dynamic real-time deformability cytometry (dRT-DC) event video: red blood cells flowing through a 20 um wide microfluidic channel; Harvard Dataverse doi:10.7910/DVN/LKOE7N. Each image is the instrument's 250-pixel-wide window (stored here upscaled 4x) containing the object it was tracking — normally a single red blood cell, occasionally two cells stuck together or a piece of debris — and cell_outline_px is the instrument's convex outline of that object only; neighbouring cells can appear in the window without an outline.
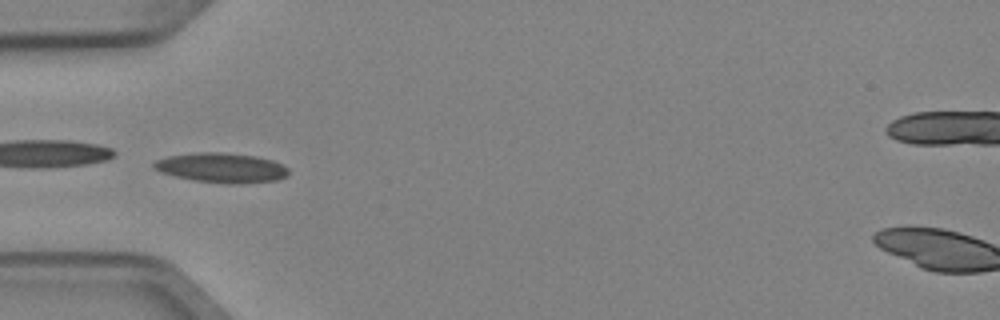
{"species": "Egyptian fruit bat (a non-hibernating species)", "species_latin": "Rousettus aegyptiacus", "temperature_condition": "cold", "stored_images_in_passage": 6, "camera_frame_rate_fps": 3000, "um_per_image_px": 0.085, "animal": {"sex": "female"}, "frame": {"image": 1, "passage_image": 5, "time_ms": 1.333, "image_size_px": [1000, 320], "cell_outline_px": [[288, 176], [276, 180], [240, 184], [228, 184], [192, 180], [160, 172], [152, 168], [152, 164], [156, 160], [168, 156], [200, 152], [220, 152], [256, 156], [272, 160], [288, 168]], "centroid_in_image_um": [18.82, 14.27], "position_along_channel_um": 66.2, "area_um2": 23.35}}
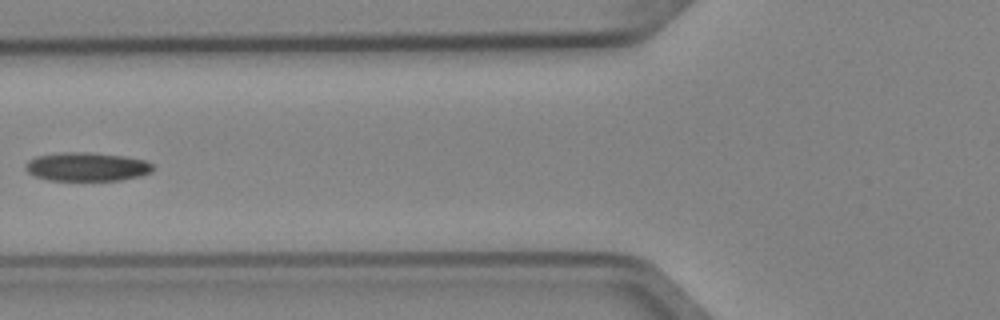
{"frame": {"image": 2, "passage_image": 6, "time_ms": 1.667, "image_size_px": [1000, 320], "cell_outline_px": [[152, 172], [140, 176], [120, 180], [48, 180], [32, 176], [24, 168], [28, 160], [36, 156], [64, 152], [84, 152], [124, 156], [144, 160], [152, 164]], "centroid_in_image_um": [7.34, 14.18], "position_along_channel_um": 118.5, "area_um2": 21.27}}